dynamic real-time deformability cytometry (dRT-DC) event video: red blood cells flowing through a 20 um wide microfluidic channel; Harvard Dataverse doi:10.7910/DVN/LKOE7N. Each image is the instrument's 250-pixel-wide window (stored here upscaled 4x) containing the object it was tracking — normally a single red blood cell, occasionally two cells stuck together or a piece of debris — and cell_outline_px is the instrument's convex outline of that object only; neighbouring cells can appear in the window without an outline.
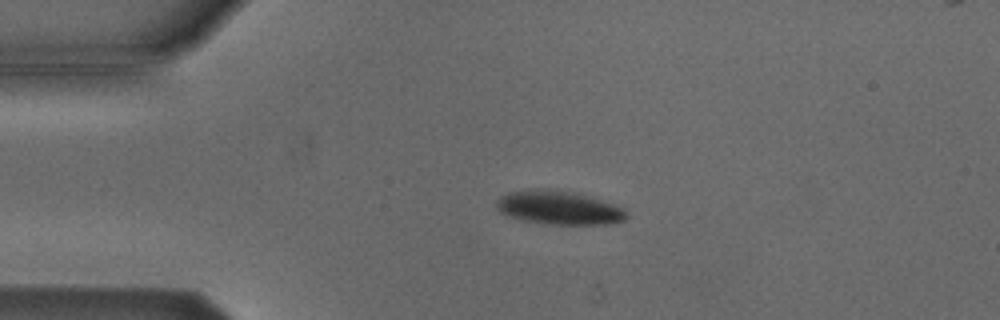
{"species": "Egyptian fruit bat (a non-hibernating species)", "species_latin": "Rousettus aegyptiacus", "temperature_condition": "cold", "stored_images_in_passage": 44, "camera_frame_rate_fps": 3000, "um_per_image_px": 0.085, "animal": {"sex": "male"}, "frame": {"image": 1, "passage_image": 2, "time_ms": 0.333, "image_size_px": [1000, 320], "cell_outline_px": [[628, 216], [624, 220], [608, 224], [552, 224], [520, 220], [508, 216], [500, 212], [496, 208], [496, 200], [500, 196], [512, 192], [568, 192], [600, 200], [624, 208]], "centroid_in_image_um": [47.51, 17.72], "position_along_channel_um": 37.5, "area_um2": 24.22}}
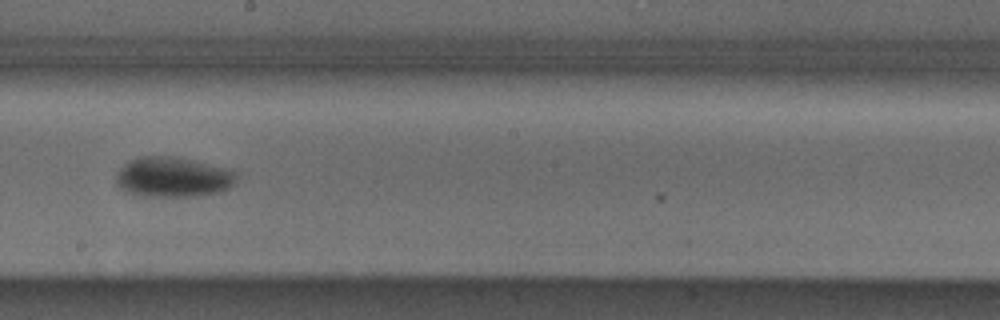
{"frame": {"image": 2, "passage_image": 20, "time_ms": 6.333, "image_size_px": [1000, 320], "cell_outline_px": [[236, 180], [228, 188], [220, 192], [196, 196], [144, 196], [124, 192], [116, 184], [116, 176], [120, 168], [124, 164], [136, 156], [172, 156], [192, 160], [224, 168], [232, 172]], "centroid_in_image_um": [14.62, 15.06], "position_along_channel_um": 233.6, "area_um2": 27.92}}
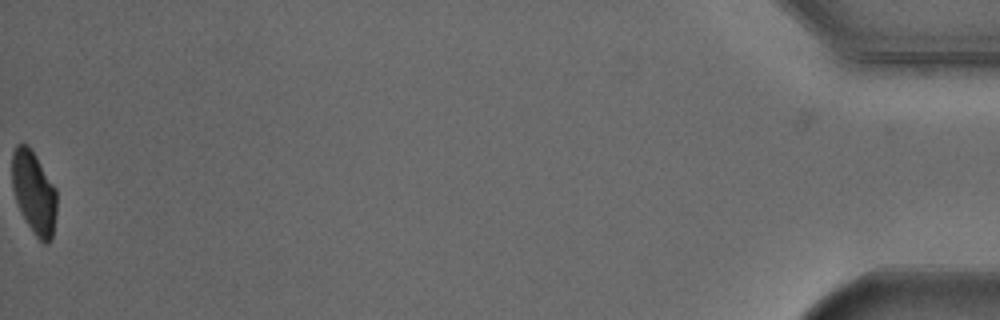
{"frame": {"image": 3, "passage_image": 44, "time_ms": 14.333, "image_size_px": [1000, 320], "cell_outline_px": [[56, 212], [52, 240], [48, 244], [44, 244], [36, 236], [24, 220], [20, 212], [12, 188], [12, 152], [16, 144], [28, 144], [36, 156], [56, 188]], "centroid_in_image_um": [2.88, 16.37], "position_along_channel_um": 432.3, "area_um2": 21.73}, "authors_computed_cell_mechanics": {"area_um2": 26.299, "velocity_mm_per_s": 3.8145, "shape_relaxation_time_tau1_ms": 3.1914, "shape_relaxation_time_tau2_ms": null, "deformation_change_tau1": 0.0828, "deformation_change_tau2": null}}